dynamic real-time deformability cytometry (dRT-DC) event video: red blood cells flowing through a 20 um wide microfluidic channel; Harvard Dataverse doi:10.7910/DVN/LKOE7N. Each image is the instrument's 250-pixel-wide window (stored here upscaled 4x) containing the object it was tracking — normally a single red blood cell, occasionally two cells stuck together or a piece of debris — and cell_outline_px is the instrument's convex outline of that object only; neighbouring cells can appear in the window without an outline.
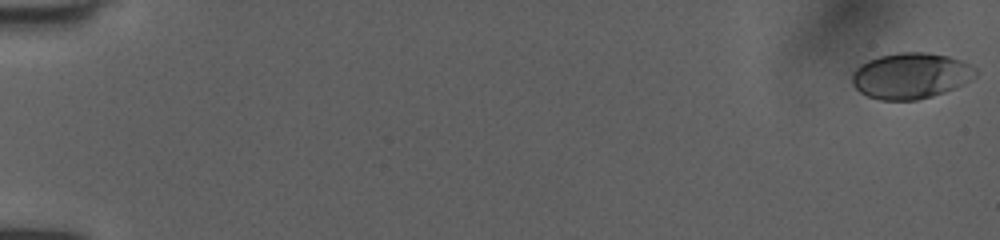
{"species": "human", "species_latin": "Homo sapiens", "temperature_condition": "room temperature", "stored_images_in_passage": 53, "camera_frame_rate_fps": 3000, "um_per_image_px": 0.085, "donor": {"sex": "female"}, "frame": {"image": 1, "passage_image": 1, "time_ms": 0.0, "image_size_px": [1000, 240], "cell_outline_px": [[976, 76], [944, 92], [932, 96], [916, 100], [880, 100], [868, 96], [860, 92], [852, 84], [852, 72], [860, 64], [868, 60], [880, 56], [900, 52], [924, 52], [948, 56], [960, 60], [976, 68]], "centroid_in_image_um": [77.37, 6.43], "position_along_channel_um": 7.6, "area_um2": 32.77}}
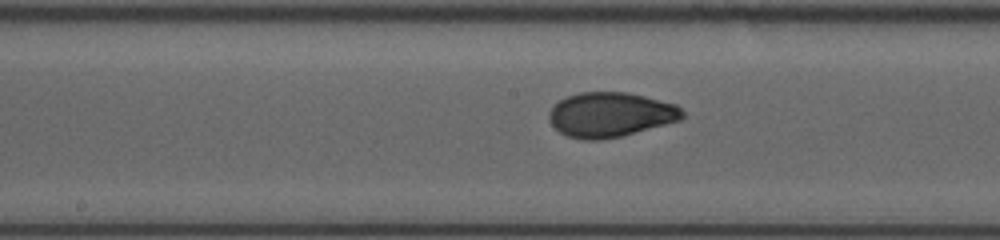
{"frame": {"image": 2, "passage_image": 29, "time_ms": 9.333, "image_size_px": [1000, 240], "cell_outline_px": [[684, 116], [680, 120], [620, 136], [600, 140], [584, 140], [568, 136], [560, 132], [552, 124], [548, 116], [548, 112], [560, 100], [568, 96], [580, 92], [628, 92], [676, 104], [684, 112]], "centroid_in_image_um": [51.88, 9.74], "position_along_channel_um": 196.3, "area_um2": 34.45}}
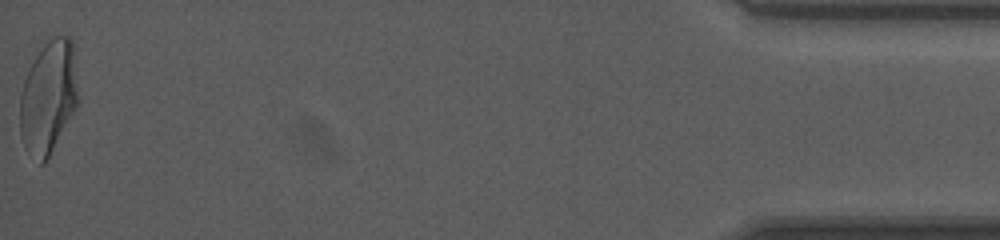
{"frame": {"image": 3, "passage_image": 53, "time_ms": 17.333, "image_size_px": [1000, 240], "cell_outline_px": [[76, 104], [72, 112], [44, 164], [40, 164], [24, 148], [20, 136], [20, 92], [24, 80], [40, 40], [56, 36], [72, 36], [76, 88]], "centroid_in_image_um": [4.04, 8.17], "position_along_channel_um": 431.2, "area_um2": 38.15}, "authors_computed_cell_mechanics": {"area_um2": 34.2754, "velocity_mm_per_s": 4.0228, "shape_relaxation_time_tau1_ms": 5.6615, "shape_relaxation_time_tau2_ms": 0.6654, "deformation_change_tau1": 0.1944, "deformation_change_tau2": 0.0434}}